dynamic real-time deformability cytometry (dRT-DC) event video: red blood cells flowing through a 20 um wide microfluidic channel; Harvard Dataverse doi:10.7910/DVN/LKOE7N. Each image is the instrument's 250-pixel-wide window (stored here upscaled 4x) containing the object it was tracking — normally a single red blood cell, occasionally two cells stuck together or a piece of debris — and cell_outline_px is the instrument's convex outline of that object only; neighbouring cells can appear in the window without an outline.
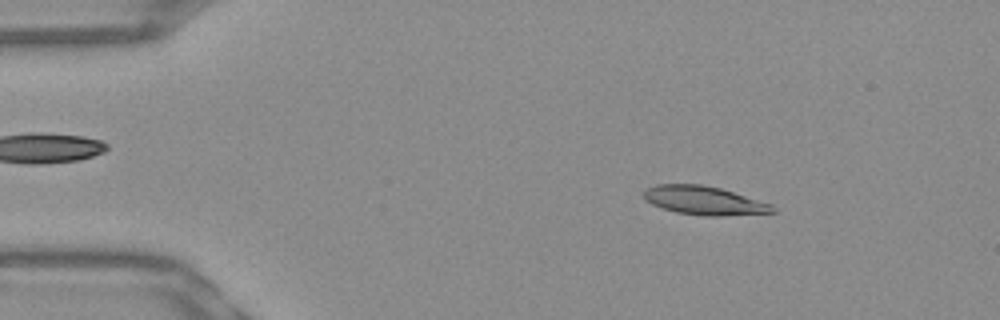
{"species": "Egyptian fruit bat (a non-hibernating species)", "species_latin": "Rousettus aegyptiacus", "temperature_condition": "warm", "stored_images_in_passage": 52, "camera_frame_rate_fps": 3000, "um_per_image_px": 0.085, "frame": {"image": 1, "passage_image": 8, "time_ms": 2.333, "image_size_px": [1000, 320], "cell_outline_px": [[776, 212], [720, 216], [704, 216], [676, 212], [652, 204], [644, 200], [644, 188], [656, 184], [700, 184], [720, 188], [772, 204], [776, 208]], "centroid_in_image_um": [59.83, 17.04], "position_along_channel_um": 25.2, "area_um2": 21.5}}
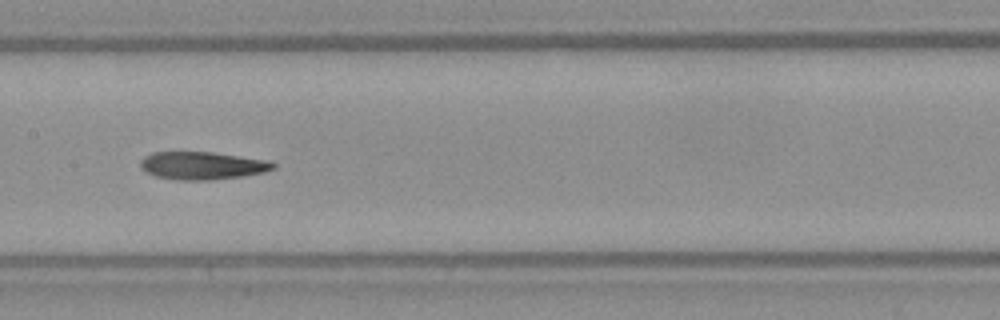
{"frame": {"image": 2, "passage_image": 26, "time_ms": 8.333, "image_size_px": [1000, 320], "cell_outline_px": [[276, 168], [264, 172], [240, 176], [208, 180], [176, 180], [156, 176], [144, 172], [140, 168], [140, 160], [144, 156], [152, 152], [212, 152], [268, 160], [276, 164]], "centroid_in_image_um": [17.15, 14.07], "position_along_channel_um": 190.2, "area_um2": 21.56}}
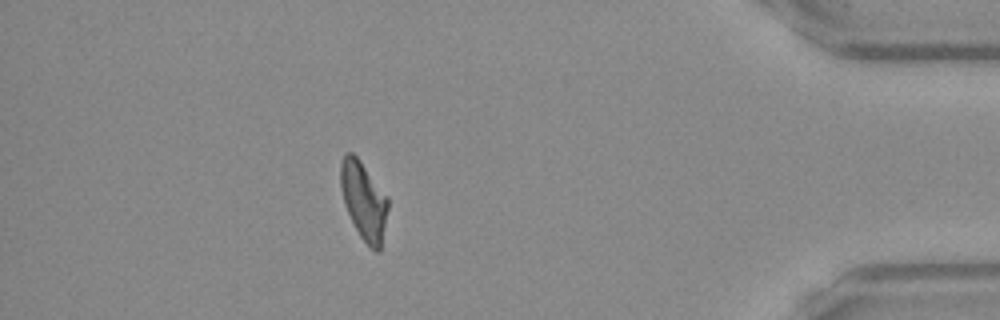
{"frame": {"image": 3, "passage_image": 46, "time_ms": 15.0, "image_size_px": [1000, 320], "cell_outline_px": [[388, 208], [380, 252], [376, 252], [360, 236], [344, 204], [340, 188], [340, 164], [344, 152], [352, 152], [360, 160], [388, 196]], "centroid_in_image_um": [30.91, 17.01], "position_along_channel_um": 404.3, "area_um2": 21.5}, "authors_computed_cell_mechanics": {"area_um2": 21.6172, "velocity_mm_per_s": 3.9032, "shape_relaxation_time_tau1_ms": 9.8316, "shape_relaxation_time_tau2_ms": 5.9293, "deformation_change_tau1": 0.2655, "deformation_change_tau2": 0.174}}